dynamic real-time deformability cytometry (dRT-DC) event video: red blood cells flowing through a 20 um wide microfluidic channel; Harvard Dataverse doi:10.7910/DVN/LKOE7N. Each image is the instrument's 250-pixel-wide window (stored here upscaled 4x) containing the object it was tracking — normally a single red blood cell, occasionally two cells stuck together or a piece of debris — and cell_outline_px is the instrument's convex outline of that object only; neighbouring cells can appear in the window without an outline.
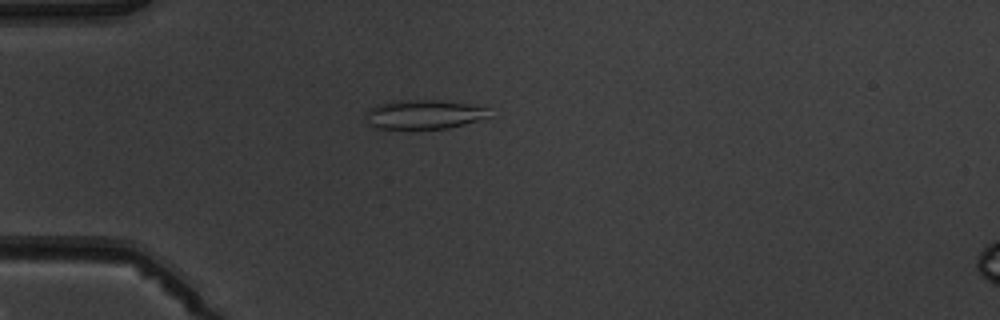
{"species": "common noctule bat (a hibernating species)", "species_latin": "Nyctalus noctula", "temperature_condition": "warm", "stored_images_in_passage": 2, "camera_frame_rate_fps": 3000, "um_per_image_px": 0.085, "animal": {"sex": "male", "body_mass_g": 19.5, "forearm_length_mm": 54.6}, "frame": {"image": 1, "passage_image": 1, "time_ms": 0.0, "image_size_px": [1000, 320], "cell_outline_px": [[488, 116], [464, 124], [448, 128], [376, 128], [364, 116], [364, 112], [376, 104], [396, 100], [440, 100], [468, 104], [488, 108]], "centroid_in_image_um": [35.98, 9.7], "position_along_channel_um": 49.0, "area_um2": 20.69}}